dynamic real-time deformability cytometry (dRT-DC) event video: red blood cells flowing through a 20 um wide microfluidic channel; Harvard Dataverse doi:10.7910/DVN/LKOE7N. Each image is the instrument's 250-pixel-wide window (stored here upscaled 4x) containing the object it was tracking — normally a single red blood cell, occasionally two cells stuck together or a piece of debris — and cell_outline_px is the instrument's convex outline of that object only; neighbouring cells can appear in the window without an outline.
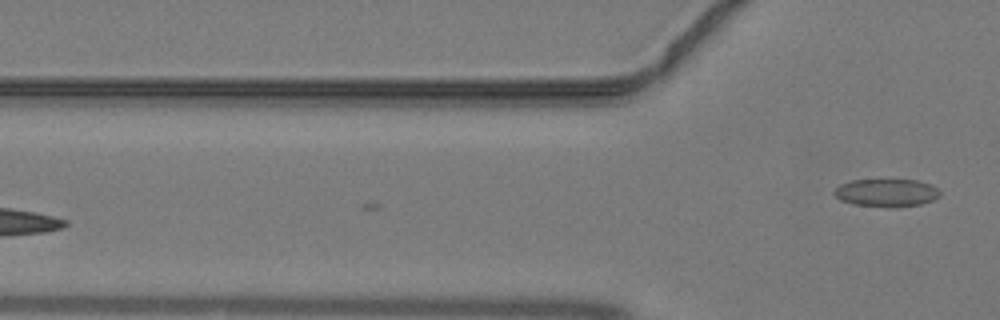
{"species": "common noctule bat (a hibernating species)", "species_latin": "Nyctalus noctula", "temperature_condition": "warm", "stored_images_in_passage": 3, "camera_frame_rate_fps": 3000, "um_per_image_px": 0.085, "animal": {"sex": "male", "body_mass_g": 19.2, "forearm_length_mm": 51.8}, "frame": {"image": 1, "passage_image": 3, "time_ms": 0.667, "image_size_px": [1000, 320], "cell_outline_px": [[940, 196], [932, 200], [920, 204], [896, 208], [888, 208], [856, 204], [840, 200], [832, 192], [840, 184], [852, 180], [916, 180], [932, 184], [940, 192]], "centroid_in_image_um": [75.36, 16.39], "position_along_channel_um": 50.4, "area_um2": 17.22}}